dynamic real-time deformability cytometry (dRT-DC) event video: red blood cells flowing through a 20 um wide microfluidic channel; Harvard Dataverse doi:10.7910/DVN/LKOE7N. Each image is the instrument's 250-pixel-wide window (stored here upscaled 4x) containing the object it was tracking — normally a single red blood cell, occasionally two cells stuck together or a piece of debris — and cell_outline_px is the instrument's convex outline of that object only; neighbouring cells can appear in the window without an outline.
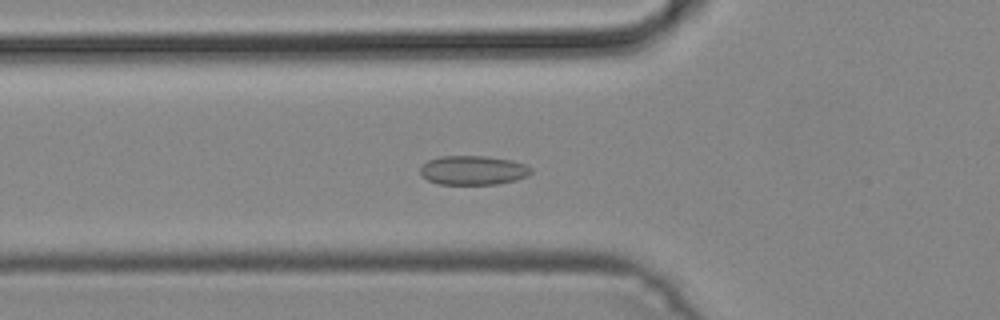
{"species": "common noctule bat (a hibernating species)", "species_latin": "Nyctalus noctula", "temperature_condition": "cold", "stored_images_in_passage": 35, "camera_frame_rate_fps": 3000, "um_per_image_px": 0.085, "animal": {"sex": "male", "body_mass_g": 19.2, "forearm_length_mm": 51.8}, "frame": {"image": 1, "passage_image": 3, "time_ms": 0.667, "image_size_px": [1000, 320], "cell_outline_px": [[532, 172], [528, 176], [516, 180], [496, 184], [440, 184], [428, 180], [420, 172], [420, 168], [428, 160], [440, 156], [484, 156], [512, 160], [524, 164], [532, 168]], "centroid_in_image_um": [40.24, 14.47], "position_along_channel_um": 85.6, "area_um2": 18.79}}
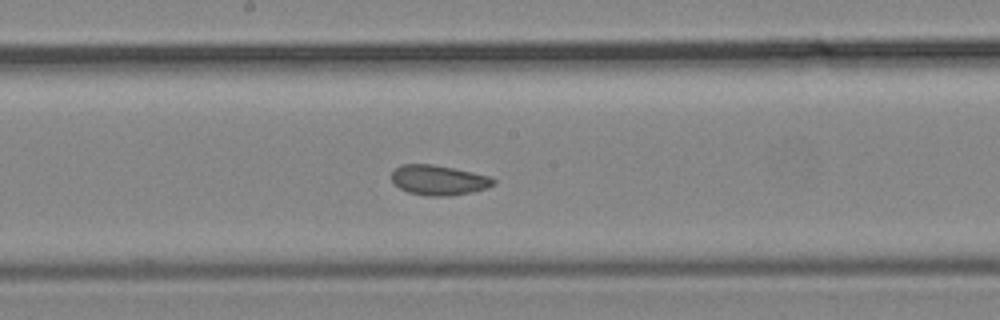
{"frame": {"image": 2, "passage_image": 12, "time_ms": 3.667, "image_size_px": [1000, 320], "cell_outline_px": [[496, 184], [488, 188], [472, 192], [448, 196], [428, 196], [408, 192], [400, 188], [392, 180], [392, 172], [400, 164], [432, 164], [492, 176], [496, 180]], "centroid_in_image_um": [37.33, 15.31], "position_along_channel_um": 210.9, "area_um2": 17.86}}
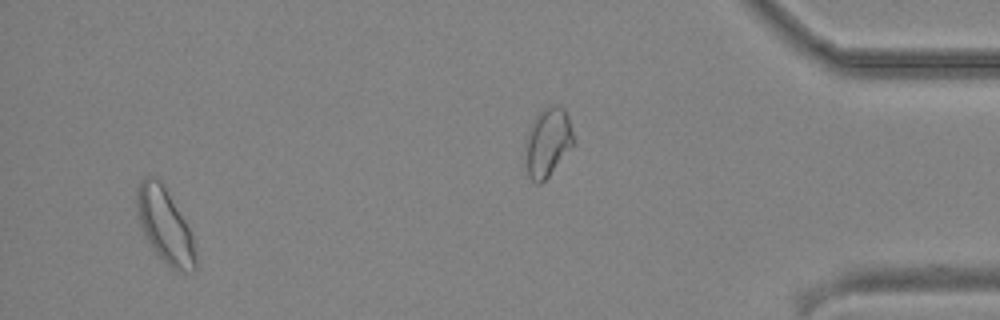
{"frame": {"image": 3, "passage_image": 33, "time_ms": 10.667, "image_size_px": [1000, 320], "cell_outline_px": [[196, 268], [192, 272], [180, 272], [172, 268], [156, 252], [148, 240], [140, 224], [136, 212], [136, 188], [140, 180], [144, 176], [152, 176], [160, 180], [192, 232], [196, 252]], "centroid_in_image_um": [14.02, 19.16], "position_along_channel_um": 421.2, "area_um2": 25.43}}